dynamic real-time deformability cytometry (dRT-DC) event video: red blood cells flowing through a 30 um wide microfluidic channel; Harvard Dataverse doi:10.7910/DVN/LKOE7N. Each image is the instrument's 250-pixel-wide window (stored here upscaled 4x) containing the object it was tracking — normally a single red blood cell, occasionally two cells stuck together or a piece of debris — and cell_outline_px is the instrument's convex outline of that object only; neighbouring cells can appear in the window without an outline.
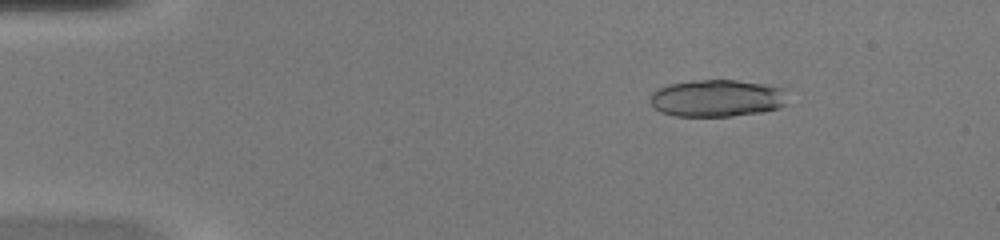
{"species": "common noctule bat (a hibernating species)", "species_latin": "Nyctalus noctula", "temperature_condition": "warm", "stored_images_in_passage": 50, "segment_of_instrument_passage": [1, 2], "camera_frame_rate_fps": 3000, "um_per_image_px": 0.085, "animal": {"sex": "female", "body_mass_g": 20.0, "forearm_length_mm": 54.0}, "frame": {"image": 1, "passage_image": 8, "time_ms": 2.333, "image_size_px": [1000, 240], "cell_outline_px": [[784, 104], [780, 108], [760, 112], [732, 116], [676, 116], [660, 112], [648, 100], [652, 92], [656, 88], [668, 84], [692, 80], [736, 80], [764, 84], [784, 88]], "centroid_in_image_um": [60.89, 8.34], "position_along_channel_um": 24.1, "area_um2": 29.82}}